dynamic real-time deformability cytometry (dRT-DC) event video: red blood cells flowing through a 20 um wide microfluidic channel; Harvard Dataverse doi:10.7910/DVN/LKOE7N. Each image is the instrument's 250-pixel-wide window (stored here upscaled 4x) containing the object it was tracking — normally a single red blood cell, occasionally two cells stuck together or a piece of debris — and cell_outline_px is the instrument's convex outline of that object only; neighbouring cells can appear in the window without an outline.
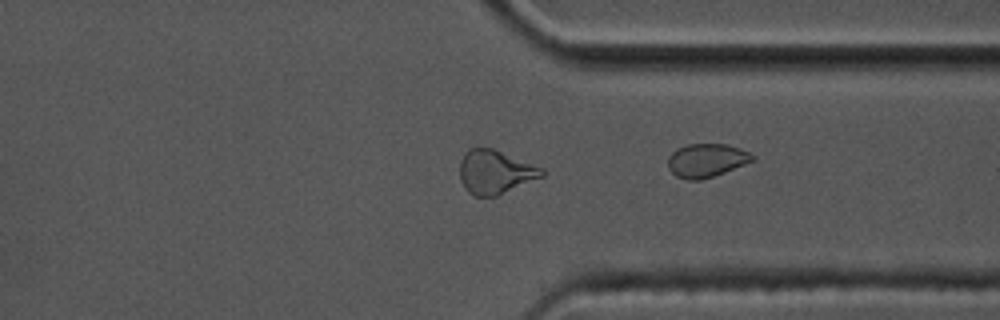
{"species": "common noctule bat (a hibernating species)", "species_latin": "Nyctalus noctula", "temperature_condition": "cold", "stored_images_in_passage": 43, "camera_frame_rate_fps": 3000, "um_per_image_px": 0.085, "animal": {"sex": "male", "body_mass_g": 17.5, "forearm_length_mm": 52.3}, "frame": {"image": 1, "passage_image": 43, "time_ms": 14.0, "image_size_px": [1000, 320], "cell_outline_px": [[756, 160], [724, 172], [700, 180], [688, 180], [676, 176], [668, 168], [668, 156], [676, 148], [688, 144], [728, 144], [740, 148], [756, 156]], "centroid_in_image_um": [60.05, 13.62], "position_along_channel_um": 351.3, "area_um2": 16.59}}